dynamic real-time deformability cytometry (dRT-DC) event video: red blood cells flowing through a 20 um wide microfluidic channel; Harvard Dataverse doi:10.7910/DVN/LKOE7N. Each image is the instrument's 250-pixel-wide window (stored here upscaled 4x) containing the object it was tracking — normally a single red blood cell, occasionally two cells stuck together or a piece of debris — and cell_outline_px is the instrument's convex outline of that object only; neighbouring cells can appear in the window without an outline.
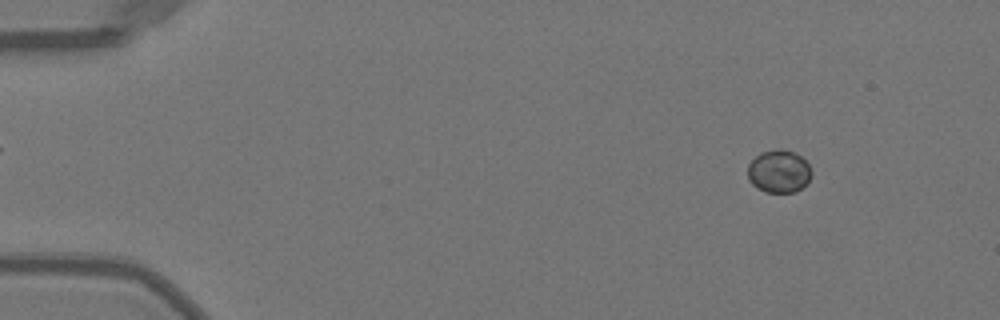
{"species": "Egyptian fruit bat (a non-hibernating species)", "species_latin": "Rousettus aegyptiacus", "temperature_condition": "warm", "stored_images_in_passage": 51, "camera_frame_rate_fps": 3000, "um_per_image_px": 0.085, "animal": {"sex": "female"}, "frame": {"image": 1, "passage_image": 6, "time_ms": 1.667, "image_size_px": [1000, 320], "cell_outline_px": [[812, 172], [808, 180], [796, 192], [764, 192], [756, 188], [748, 180], [748, 164], [756, 156], [764, 152], [792, 152], [800, 156], [808, 164]], "centroid_in_image_um": [66.18, 14.63], "position_along_channel_um": 18.8, "area_um2": 15.32}}
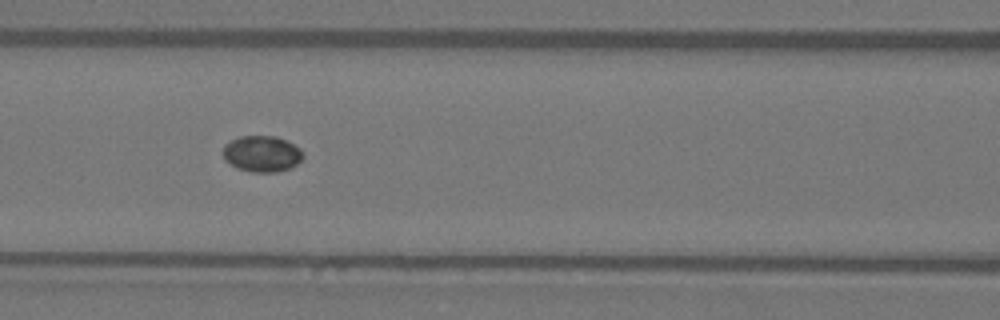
{"frame": {"image": 2, "passage_image": 23, "time_ms": 7.333, "image_size_px": [1000, 320], "cell_outline_px": [[304, 156], [296, 164], [288, 168], [276, 172], [252, 172], [236, 168], [224, 160], [224, 144], [240, 136], [276, 136], [300, 148], [304, 152]], "centroid_in_image_um": [22.25, 13.07], "position_along_channel_um": 144.4, "area_um2": 16.76}}
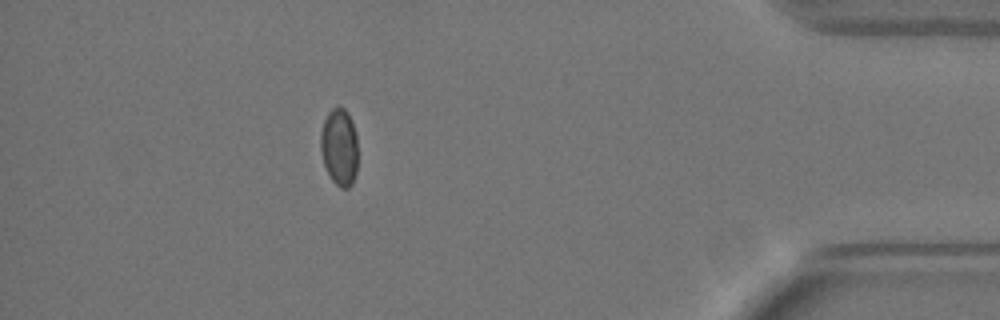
{"frame": {"image": 3, "passage_image": 46, "time_ms": 15.0, "image_size_px": [1000, 320], "cell_outline_px": [[356, 172], [352, 184], [348, 188], [340, 188], [332, 180], [324, 164], [320, 148], [320, 132], [324, 120], [328, 112], [336, 104], [344, 108], [348, 112], [356, 136]], "centroid_in_image_um": [28.82, 12.47], "position_along_channel_um": 406.4, "area_um2": 16.76}, "authors_computed_cell_mechanics": {"area_um2": 16.5886, "velocity_mm_per_s": 4.0074, "shape_relaxation_time_tau1_ms": 3.1497, "shape_relaxation_time_tau2_ms": null, "deformation_change_tau1": 0.0642, "deformation_change_tau2": null}}